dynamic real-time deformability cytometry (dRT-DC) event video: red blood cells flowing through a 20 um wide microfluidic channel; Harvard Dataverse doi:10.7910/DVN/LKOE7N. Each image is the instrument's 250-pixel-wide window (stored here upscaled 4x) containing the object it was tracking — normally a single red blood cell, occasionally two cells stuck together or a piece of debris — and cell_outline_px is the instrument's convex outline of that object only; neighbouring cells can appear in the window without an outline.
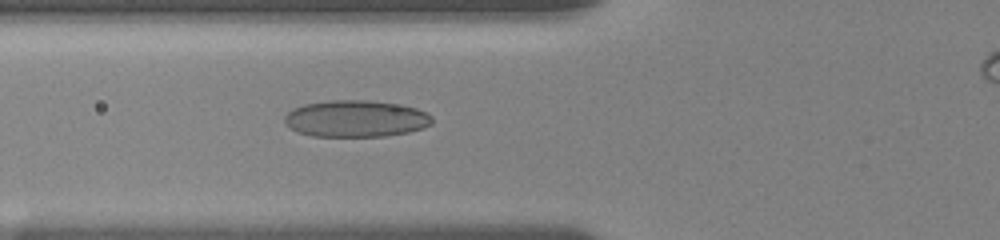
{"species": "human", "species_latin": "Homo sapiens", "temperature_condition": "room temperature", "stored_images_in_passage": 44, "camera_frame_rate_fps": 3000, "um_per_image_px": 0.085, "donor": {"sex": "female"}, "frame": {"image": 1, "passage_image": 4, "time_ms": 0.667, "image_size_px": [1000, 240], "cell_outline_px": [[432, 124], [424, 128], [408, 132], [384, 136], [312, 136], [296, 132], [284, 120], [284, 116], [292, 108], [304, 104], [332, 100], [368, 100], [416, 108], [428, 112], [432, 116]], "centroid_in_image_um": [30.25, 10.09], "position_along_channel_um": 95.6, "area_um2": 31.5}}
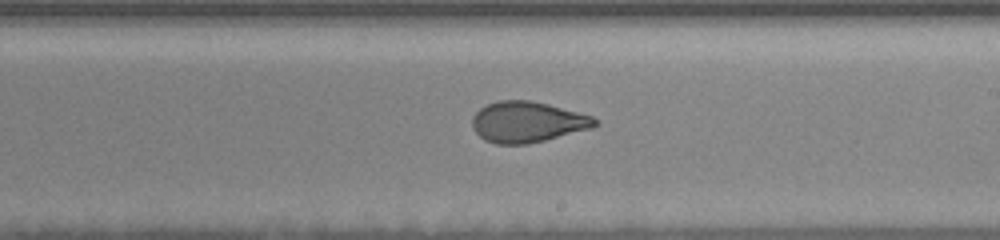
{"frame": {"image": 2, "passage_image": 24, "time_ms": 4.667, "image_size_px": [1000, 240], "cell_outline_px": [[600, 124], [592, 128], [528, 144], [496, 144], [484, 140], [476, 132], [472, 124], [472, 116], [480, 108], [488, 104], [500, 100], [528, 100], [548, 104], [592, 116]], "centroid_in_image_um": [44.82, 10.37], "position_along_channel_um": 244.2, "area_um2": 29.02}}
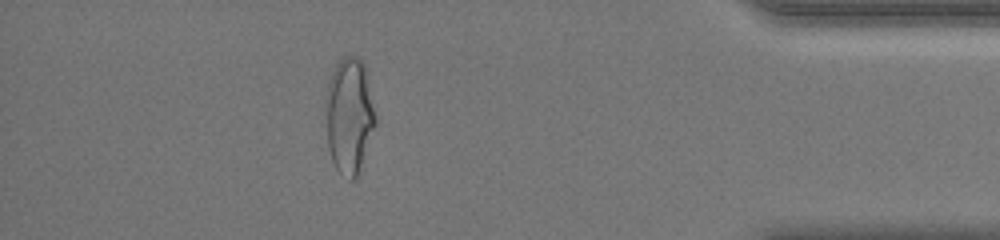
{"frame": {"image": 3, "passage_image": 41, "time_ms": 10.0, "image_size_px": [1000, 240], "cell_outline_px": [[376, 124], [356, 180], [348, 180], [336, 168], [332, 160], [328, 148], [324, 112], [324, 100], [328, 80], [336, 64], [344, 56], [356, 56], [364, 64], [376, 116]], "centroid_in_image_um": [29.66, 9.84], "position_along_channel_um": 405.5, "area_um2": 34.04}, "authors_computed_cell_mechanics": {"area_um2": 29.6514, "velocity_mm_per_s": 3.6982, "shape_relaxation_time_tau1_ms": 8.301, "shape_relaxation_time_tau2_ms": 1.374, "deformation_change_tau1": 0.2088, "deformation_change_tau2": 0.0776}}